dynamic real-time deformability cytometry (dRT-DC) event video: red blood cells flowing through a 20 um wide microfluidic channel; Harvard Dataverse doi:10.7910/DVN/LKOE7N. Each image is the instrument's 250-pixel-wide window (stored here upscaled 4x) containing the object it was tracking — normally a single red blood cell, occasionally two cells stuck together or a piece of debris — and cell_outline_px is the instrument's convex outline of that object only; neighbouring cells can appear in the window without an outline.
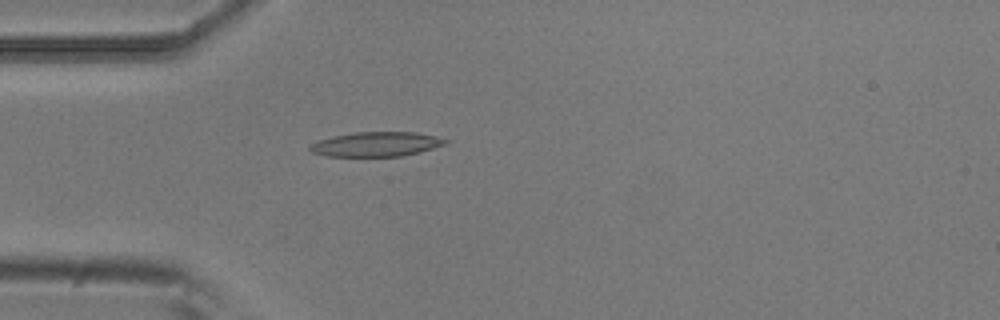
{"species": "common noctule bat (a hibernating species)", "species_latin": "Nyctalus noctula", "temperature_condition": "room temperature", "stored_images_in_passage": 5, "camera_frame_rate_fps": 3000, "um_per_image_px": 0.085, "animal": {"sex": "male", "body_mass_g": 20.5, "forearm_length_mm": 52.5}, "frame": {"image": 1, "passage_image": 5, "time_ms": 1.333, "image_size_px": [1000, 320], "cell_outline_px": [[448, 144], [420, 152], [404, 156], [324, 156], [312, 152], [308, 148], [308, 144], [316, 140], [332, 136], [356, 132], [416, 132], [436, 136], [448, 140]], "centroid_in_image_um": [31.96, 12.25], "position_along_channel_um": 53.0, "area_um2": 19.65}}